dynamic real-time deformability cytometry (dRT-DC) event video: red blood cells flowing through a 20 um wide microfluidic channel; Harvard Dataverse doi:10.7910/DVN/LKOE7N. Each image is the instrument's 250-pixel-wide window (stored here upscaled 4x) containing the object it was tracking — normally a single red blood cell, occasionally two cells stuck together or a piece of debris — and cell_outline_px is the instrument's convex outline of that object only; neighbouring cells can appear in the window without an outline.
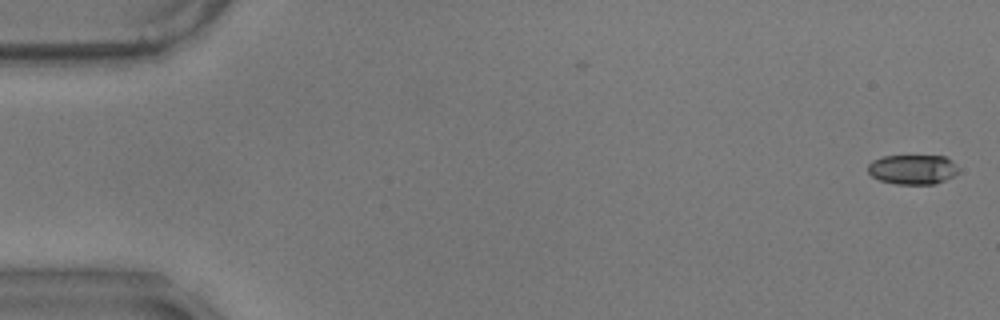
{"species": "common noctule bat (a hibernating species)", "species_latin": "Nyctalus noctula", "temperature_condition": "warm", "stored_images_in_passage": 13, "camera_frame_rate_fps": 3000, "um_per_image_px": 0.085, "animal": {"sex": "male", "body_mass_g": 17.9}, "frame": {"image": 1, "passage_image": 1, "time_ms": 0.0, "image_size_px": [1000, 320], "cell_outline_px": [[956, 172], [952, 176], [936, 184], [896, 184], [880, 180], [872, 176], [868, 172], [868, 164], [872, 160], [884, 156], [944, 156], [952, 160], [956, 168]], "centroid_in_image_um": [77.53, 14.4], "position_along_channel_um": 7.5, "area_um2": 15.49}}